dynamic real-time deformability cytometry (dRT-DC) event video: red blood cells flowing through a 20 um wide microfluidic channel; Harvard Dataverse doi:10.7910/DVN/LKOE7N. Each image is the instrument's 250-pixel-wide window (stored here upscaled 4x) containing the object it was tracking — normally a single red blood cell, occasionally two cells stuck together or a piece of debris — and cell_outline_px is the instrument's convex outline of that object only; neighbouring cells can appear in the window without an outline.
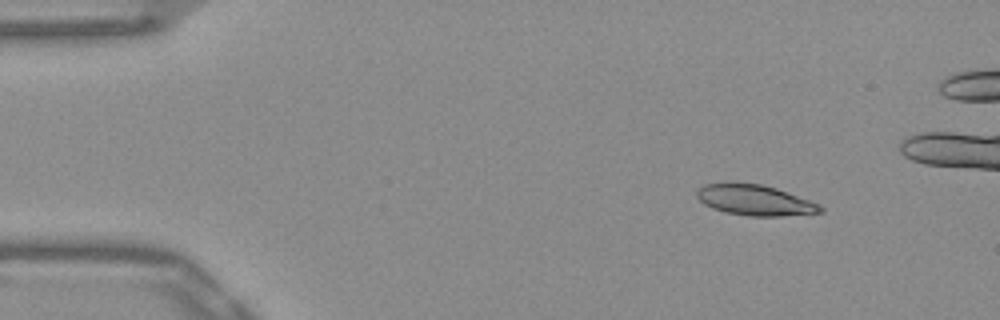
{"species": "Egyptian fruit bat (a non-hibernating species)", "species_latin": "Rousettus aegyptiacus", "temperature_condition": "warm", "stored_images_in_passage": 48, "camera_frame_rate_fps": 3000, "um_per_image_px": 0.085, "frame": {"image": 1, "passage_image": 1, "time_ms": 0.0, "image_size_px": [1000, 320], "cell_outline_px": [[824, 212], [780, 216], [748, 216], [724, 212], [712, 208], [704, 204], [696, 196], [696, 192], [704, 184], [724, 180], [736, 180], [760, 184], [776, 188], [820, 204], [824, 208]], "centroid_in_image_um": [64.1, 16.97], "position_along_channel_um": 20.9, "area_um2": 22.66}}
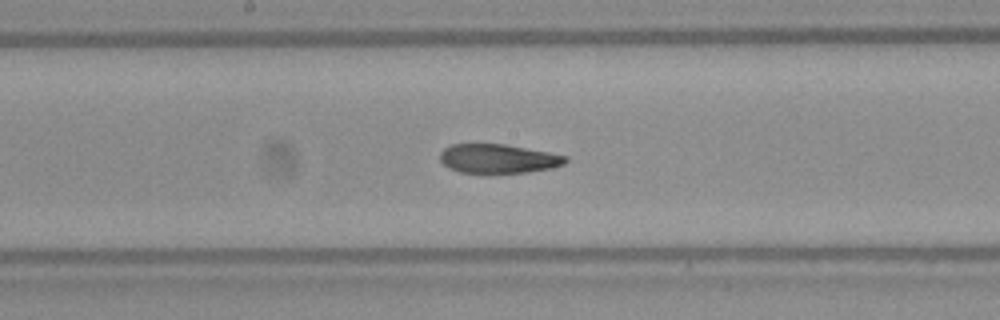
{"frame": {"image": 2, "passage_image": 22, "time_ms": 7.0, "image_size_px": [1000, 320], "cell_outline_px": [[568, 160], [564, 164], [552, 168], [528, 172], [460, 172], [448, 168], [440, 160], [440, 152], [444, 148], [452, 144], [504, 144], [548, 152], [568, 156]], "centroid_in_image_um": [42.35, 13.48], "position_along_channel_um": 205.9, "area_um2": 21.1}}
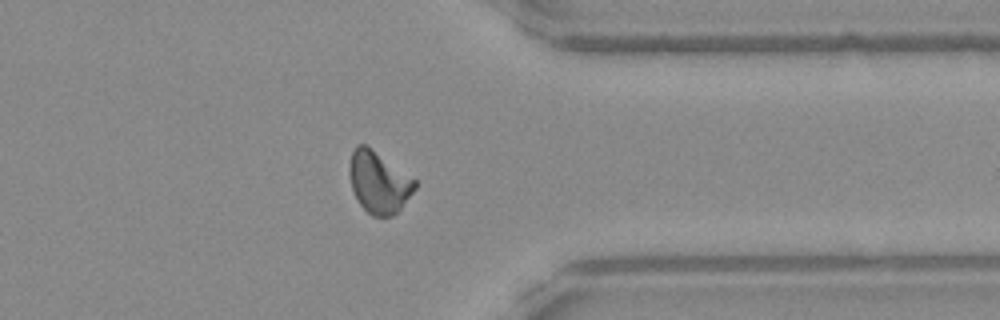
{"frame": {"image": 3, "passage_image": 36, "time_ms": 11.667, "image_size_px": [1000, 320], "cell_outline_px": [[416, 188], [400, 208], [392, 216], [372, 216], [360, 204], [352, 188], [348, 172], [348, 168], [352, 152], [356, 144], [364, 144], [416, 180]], "centroid_in_image_um": [32.17, 15.49], "position_along_channel_um": 379.2, "area_um2": 23.0}, "authors_computed_cell_mechanics": {"area_um2": 22.6865, "velocity_mm_per_s": 3.8747, "shape_relaxation_time_tau1_ms": null, "shape_relaxation_time_tau2_ms": 2.3645, "deformation_change_tau1": null, "deformation_change_tau2": 0.0911}}